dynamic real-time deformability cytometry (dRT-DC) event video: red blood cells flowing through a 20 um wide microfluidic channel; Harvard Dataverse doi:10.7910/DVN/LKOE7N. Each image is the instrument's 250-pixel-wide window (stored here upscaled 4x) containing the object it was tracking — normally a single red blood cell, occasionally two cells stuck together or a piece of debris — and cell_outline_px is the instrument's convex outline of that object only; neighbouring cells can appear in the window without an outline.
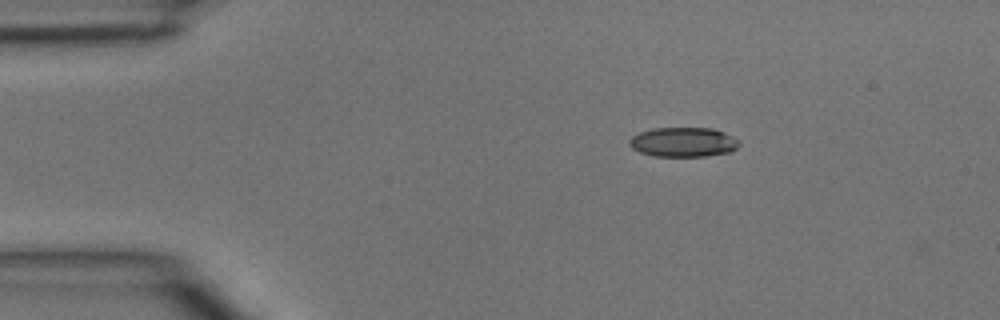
{"species": "common noctule bat (a hibernating species)", "species_latin": "Nyctalus noctula", "temperature_condition": "room temperature", "stored_images_in_passage": 45, "camera_frame_rate_fps": 3000, "um_per_image_px": 0.085, "animal": {"sex": "male", "body_mass_g": 15.6}, "frame": {"image": 1, "passage_image": 7, "time_ms": 2.0, "image_size_px": [1000, 320], "cell_outline_px": [[740, 144], [736, 148], [728, 152], [704, 156], [652, 156], [640, 152], [632, 148], [628, 144], [628, 140], [632, 136], [640, 132], [652, 128], [712, 128], [724, 132], [740, 140]], "centroid_in_image_um": [58.06, 12.07], "position_along_channel_um": 26.9, "area_um2": 18.96}}
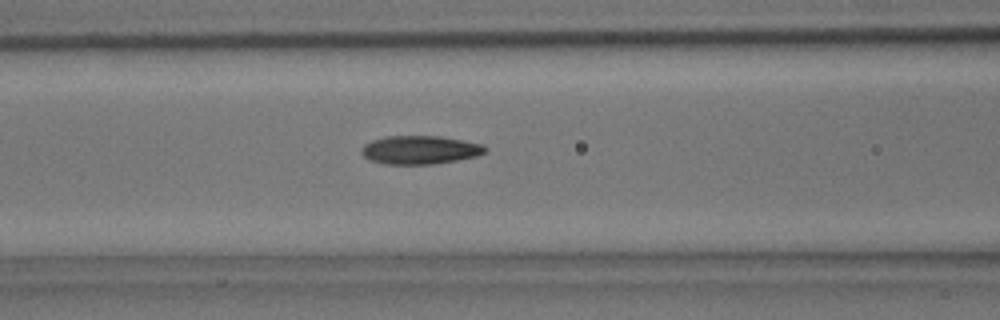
{"frame": {"image": 2, "passage_image": 18, "time_ms": 5.667, "image_size_px": [1000, 320], "cell_outline_px": [[488, 148], [484, 152], [476, 156], [456, 160], [432, 164], [384, 164], [372, 160], [364, 156], [360, 152], [364, 144], [372, 140], [384, 136], [440, 136], [484, 144]], "centroid_in_image_um": [35.69, 12.73], "position_along_channel_um": 130.9, "area_um2": 20.46}}
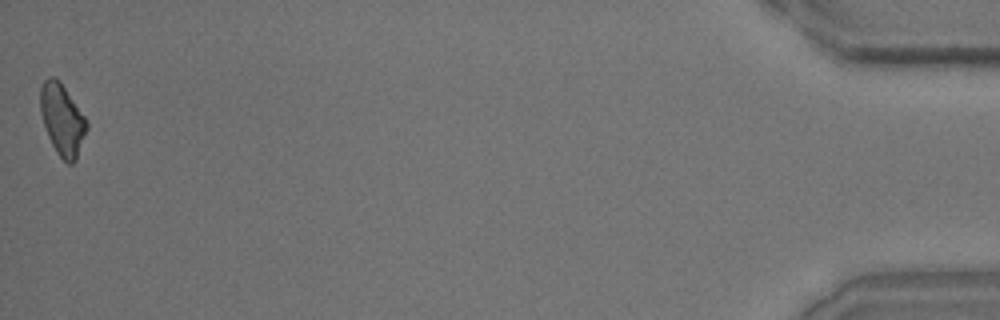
{"frame": {"image": 3, "passage_image": 45, "time_ms": 14.667, "image_size_px": [1000, 320], "cell_outline_px": [[88, 128], [76, 160], [72, 164], [68, 164], [56, 152], [48, 136], [40, 112], [40, 88], [44, 80], [48, 76], [52, 76], [60, 80], [84, 116], [88, 124]], "centroid_in_image_um": [5.29, 10.15], "position_along_channel_um": 429.9, "area_um2": 19.25}}